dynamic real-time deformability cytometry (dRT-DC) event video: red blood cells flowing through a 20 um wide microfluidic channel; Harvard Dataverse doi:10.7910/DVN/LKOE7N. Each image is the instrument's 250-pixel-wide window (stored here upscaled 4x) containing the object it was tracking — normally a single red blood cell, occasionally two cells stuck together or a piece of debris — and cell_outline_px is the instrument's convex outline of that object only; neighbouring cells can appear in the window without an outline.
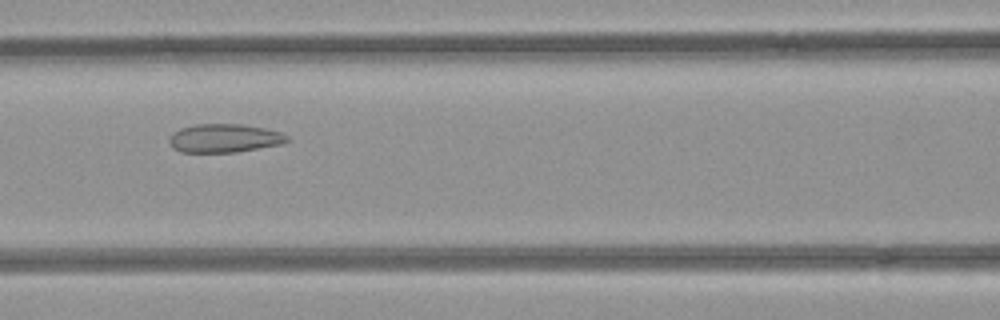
{"species": "common noctule bat (a hibernating species)", "species_latin": "Nyctalus noctula", "temperature_condition": "room temperature", "stored_images_in_passage": 46, "camera_frame_rate_fps": 3000, "um_per_image_px": 0.085, "animal": {"sex": "female", "body_mass_g": 21.9}, "frame": {"image": 1, "passage_image": 17, "time_ms": 5.333, "image_size_px": [1000, 320], "cell_outline_px": [[292, 140], [280, 144], [236, 152], [180, 152], [172, 148], [168, 144], [168, 136], [180, 128], [196, 124], [244, 124], [264, 128], [280, 132], [288, 136]], "centroid_in_image_um": [19.03, 11.74], "position_along_channel_um": 147.6, "area_um2": 19.77}}
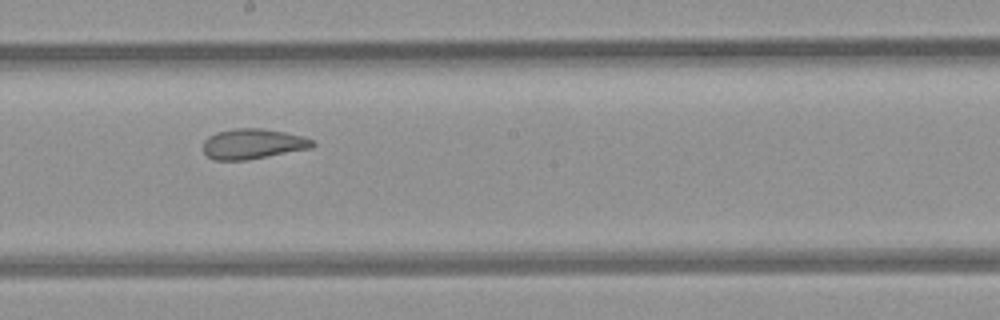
{"frame": {"image": 2, "passage_image": 23, "time_ms": 7.333, "image_size_px": [1000, 320], "cell_outline_px": [[316, 144], [312, 148], [248, 160], [212, 160], [204, 152], [204, 140], [208, 136], [216, 132], [236, 128], [260, 128], [284, 132], [304, 136], [312, 140]], "centroid_in_image_um": [21.5, 12.23], "position_along_channel_um": 226.7, "area_um2": 19.36}}
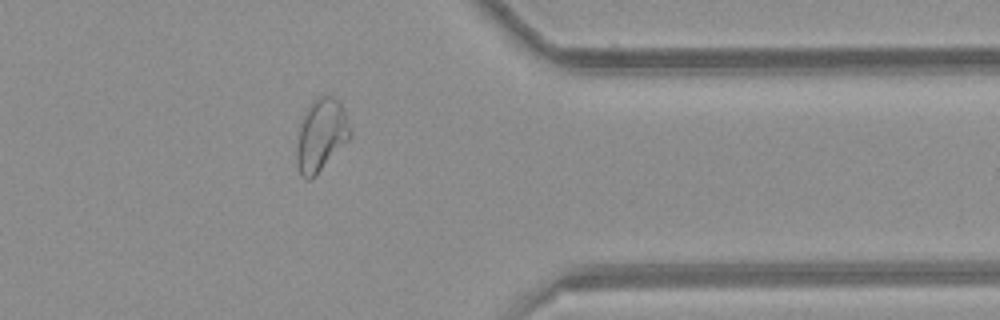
{"frame": {"image": 3, "passage_image": 36, "time_ms": 11.667, "image_size_px": [1000, 320], "cell_outline_px": [[352, 136], [308, 180], [304, 180], [296, 164], [296, 152], [300, 124], [304, 112], [308, 104], [316, 96], [332, 96], [340, 100], [344, 108], [352, 132]], "centroid_in_image_um": [27.29, 11.39], "position_along_channel_um": 384.1, "area_um2": 22.37}, "authors_computed_cell_mechanics": {"area_um2": 22.2241, "velocity_mm_per_s": 3.9613, "shape_relaxation_time_tau1_ms": null, "shape_relaxation_time_tau2_ms": 1.3974, "deformation_change_tau1": null, "deformation_change_tau2": 0.0859}}